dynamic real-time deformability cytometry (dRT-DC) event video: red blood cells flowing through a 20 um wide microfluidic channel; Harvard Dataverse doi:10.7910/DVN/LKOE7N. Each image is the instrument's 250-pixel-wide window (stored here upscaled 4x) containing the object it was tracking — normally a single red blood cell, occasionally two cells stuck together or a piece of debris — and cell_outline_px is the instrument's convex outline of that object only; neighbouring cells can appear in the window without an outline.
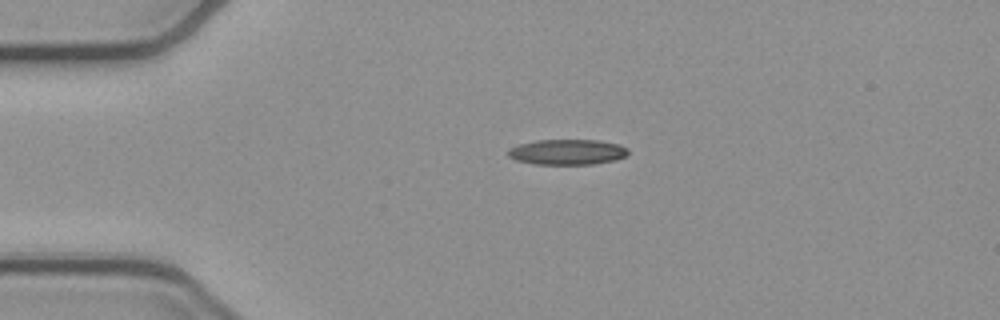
{"species": "common noctule bat (a hibernating species)", "species_latin": "Nyctalus noctula", "temperature_condition": "cold", "stored_images_in_passage": 3, "camera_frame_rate_fps": 3000, "um_per_image_px": 0.085, "animal": {"sex": "female", "body_mass_g": 21.9}, "frame": {"image": 1, "passage_image": 1, "time_ms": 0.0, "image_size_px": [1000, 320], "cell_outline_px": [[628, 152], [624, 156], [616, 160], [592, 164], [536, 164], [516, 160], [508, 156], [508, 148], [520, 144], [536, 140], [600, 140], [620, 144], [628, 148]], "centroid_in_image_um": [48.23, 12.91], "position_along_channel_um": 36.8, "area_um2": 17.8}}